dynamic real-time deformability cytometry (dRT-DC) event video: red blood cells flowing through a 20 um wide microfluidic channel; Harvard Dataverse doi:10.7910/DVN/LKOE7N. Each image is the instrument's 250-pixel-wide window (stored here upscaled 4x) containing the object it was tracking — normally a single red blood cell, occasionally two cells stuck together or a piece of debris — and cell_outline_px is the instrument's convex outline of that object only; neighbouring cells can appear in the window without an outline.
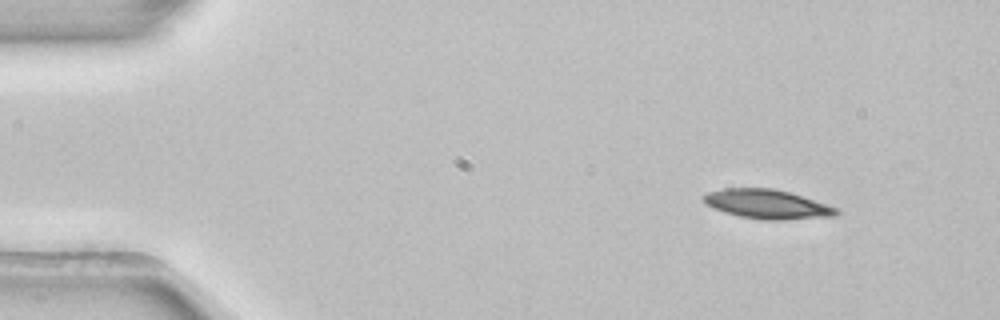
{"species": "common noctule bat (a hibernating species)", "species_latin": "Nyctalus noctula", "temperature_condition": "room temperature", "stored_images_in_passage": 3, "camera_frame_rate_fps": 3000, "um_per_image_px": 0.085, "animal": {"sex": "female", "body_mass_g": 22.7, "forearm_length_mm": 54.2}, "frame": {"image": 1, "passage_image": 1, "time_ms": 0.0, "image_size_px": [1000, 320], "cell_outline_px": [[840, 212], [836, 216], [784, 220], [764, 220], [740, 216], [724, 212], [712, 208], [704, 204], [700, 196], [708, 192], [724, 188], [772, 188], [788, 192], [828, 204], [840, 208]], "centroid_in_image_um": [65.2, 17.36], "position_along_channel_um": 19.8, "area_um2": 22.89}}
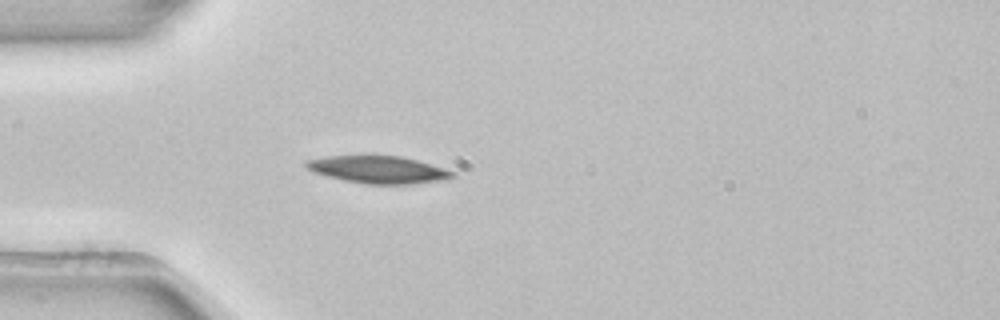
{"frame": {"image": 2, "passage_image": 3, "time_ms": 0.667, "image_size_px": [1000, 320], "cell_outline_px": [[456, 176], [448, 180], [412, 184], [364, 184], [344, 180], [312, 172], [304, 168], [304, 160], [324, 156], [364, 152], [400, 156], [416, 160], [444, 168], [456, 172]], "centroid_in_image_um": [32.09, 14.37], "position_along_channel_um": 52.9, "area_um2": 24.68}}